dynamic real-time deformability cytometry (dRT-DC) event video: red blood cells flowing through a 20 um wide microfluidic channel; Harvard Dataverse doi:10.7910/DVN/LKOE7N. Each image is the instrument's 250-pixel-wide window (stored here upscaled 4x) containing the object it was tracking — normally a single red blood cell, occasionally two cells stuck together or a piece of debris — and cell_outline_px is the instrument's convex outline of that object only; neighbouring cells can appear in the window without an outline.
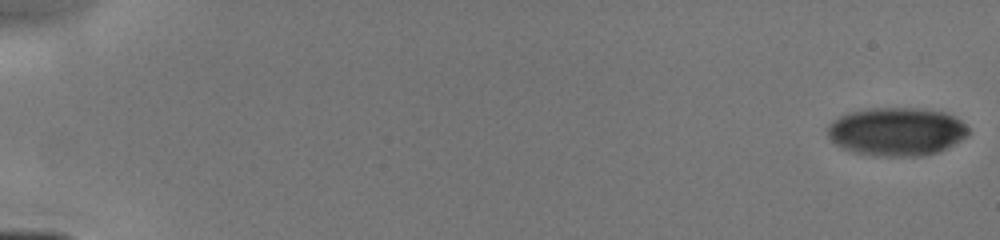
{"species": "human", "species_latin": "Homo sapiens", "temperature_condition": "cold", "stored_images_in_passage": 30, "camera_frame_rate_fps": 3000, "um_per_image_px": 0.085, "donor": {"sex": "male"}, "frame": {"image": 1, "passage_image": 1, "time_ms": 0.0, "image_size_px": [1000, 240], "cell_outline_px": [[968, 136], [936, 152], [924, 156], [872, 156], [852, 152], [840, 148], [828, 136], [828, 124], [832, 120], [848, 112], [872, 108], [916, 108], [944, 112], [956, 116], [968, 128]], "centroid_in_image_um": [76.18, 11.19], "position_along_channel_um": 8.8, "area_um2": 39.77}}
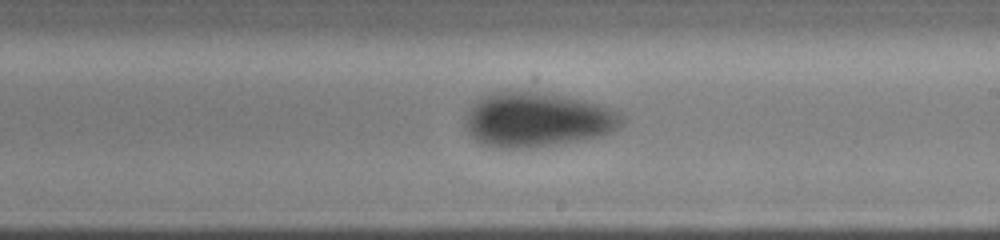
{"frame": {"image": 2, "passage_image": 19, "time_ms": 9.667, "image_size_px": [1000, 240], "cell_outline_px": [[624, 120], [616, 128], [600, 136], [556, 144], [520, 148], [500, 148], [480, 144], [468, 132], [464, 124], [464, 116], [472, 104], [480, 96], [492, 92], [532, 92], [564, 96], [584, 100], [600, 104], [620, 112], [624, 116]], "centroid_in_image_um": [45.61, 10.17], "position_along_channel_um": 243.4, "area_um2": 49.59}}
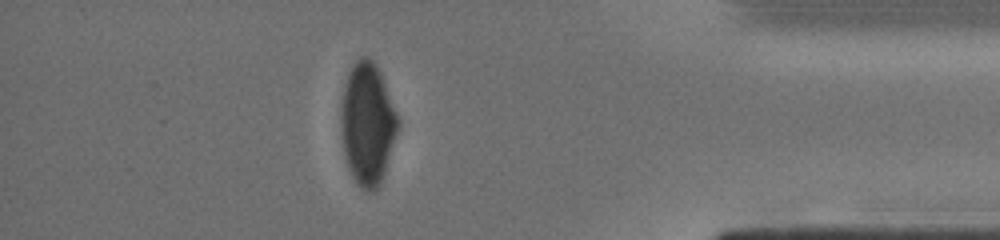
{"frame": {"image": 3, "passage_image": 27, "time_ms": 14.0, "image_size_px": [1000, 240], "cell_outline_px": [[400, 124], [380, 180], [376, 188], [372, 192], [368, 192], [360, 188], [352, 176], [348, 168], [344, 152], [340, 124], [340, 112], [344, 84], [348, 72], [352, 64], [360, 56], [368, 56], [376, 64], [380, 72], [400, 120]], "centroid_in_image_um": [31.21, 10.46], "position_along_channel_um": 404.0, "area_um2": 40.34}}